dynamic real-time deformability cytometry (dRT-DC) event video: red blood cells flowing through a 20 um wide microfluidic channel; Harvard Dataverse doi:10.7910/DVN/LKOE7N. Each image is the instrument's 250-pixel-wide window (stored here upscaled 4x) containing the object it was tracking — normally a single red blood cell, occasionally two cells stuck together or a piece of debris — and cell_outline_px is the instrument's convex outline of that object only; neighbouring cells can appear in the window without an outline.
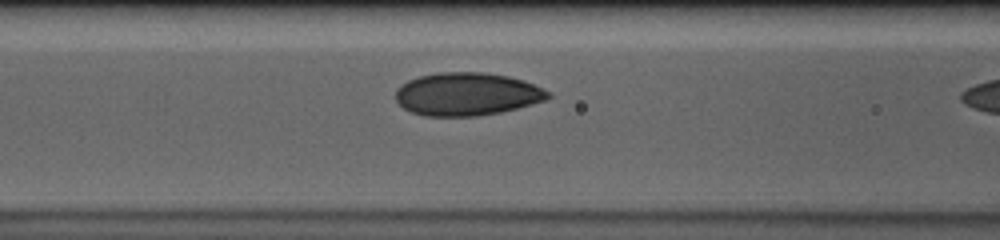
{"species": "human", "species_latin": "Homo sapiens", "temperature_condition": "cold", "stored_images_in_passage": 17, "camera_frame_rate_fps": 3000, "um_per_image_px": 0.085, "donor": {"sex": "male"}, "frame": {"image": 1, "passage_image": 15, "time_ms": 4.667, "image_size_px": [1000, 240], "cell_outline_px": [[552, 96], [544, 100], [532, 104], [500, 112], [476, 116], [424, 116], [412, 112], [404, 108], [396, 100], [396, 88], [400, 84], [408, 80], [420, 76], [440, 72], [484, 72], [508, 76], [524, 80], [552, 92]], "centroid_in_image_um": [39.69, 7.99], "position_along_channel_um": 126.9, "area_um2": 38.26}}